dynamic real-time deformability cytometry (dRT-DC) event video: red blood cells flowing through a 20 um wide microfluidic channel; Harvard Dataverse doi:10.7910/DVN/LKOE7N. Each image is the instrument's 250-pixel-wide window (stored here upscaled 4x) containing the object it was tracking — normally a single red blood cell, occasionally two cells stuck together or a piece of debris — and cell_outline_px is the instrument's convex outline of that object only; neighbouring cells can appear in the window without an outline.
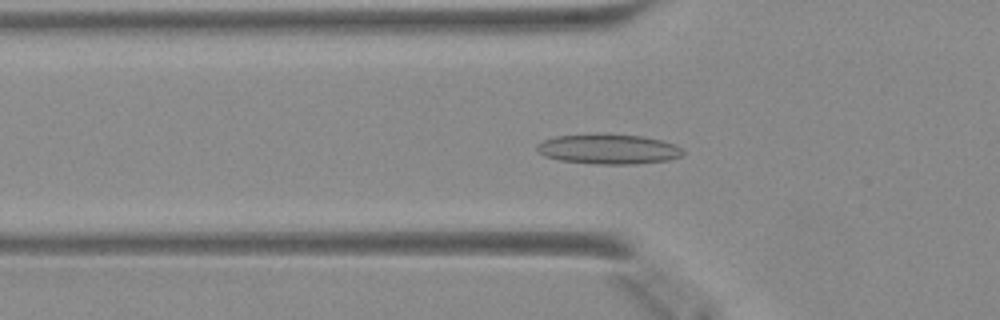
{"species": "Egyptian fruit bat (a non-hibernating species)", "species_latin": "Rousettus aegyptiacus", "temperature_condition": "warm", "stored_images_in_passage": 48, "camera_frame_rate_fps": 3000, "um_per_image_px": 0.085, "animal": {"sex": "female"}, "frame": {"image": 1, "passage_image": 16, "time_ms": 5.0, "image_size_px": [1000, 320], "cell_outline_px": [[684, 156], [668, 160], [636, 164], [596, 164], [560, 160], [544, 156], [536, 148], [536, 144], [544, 140], [556, 136], [604, 132], [644, 136], [660, 140], [672, 144], [680, 148], [684, 152]], "centroid_in_image_um": [51.71, 12.65], "position_along_channel_um": 74.1, "area_um2": 25.89}}
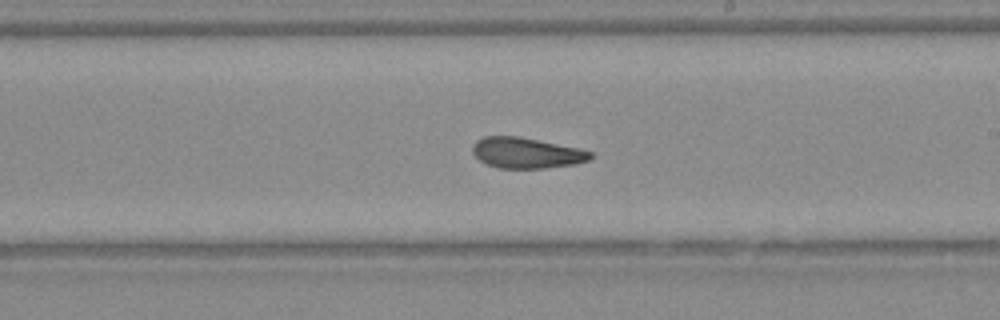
{"frame": {"image": 2, "passage_image": 28, "time_ms": 9.0, "image_size_px": [1000, 320], "cell_outline_px": [[592, 156], [588, 160], [576, 164], [544, 168], [500, 168], [488, 164], [480, 160], [472, 152], [472, 148], [476, 140], [484, 136], [520, 136], [580, 148], [592, 152]], "centroid_in_image_um": [44.76, 12.98], "position_along_channel_um": 244.2, "area_um2": 21.1}}
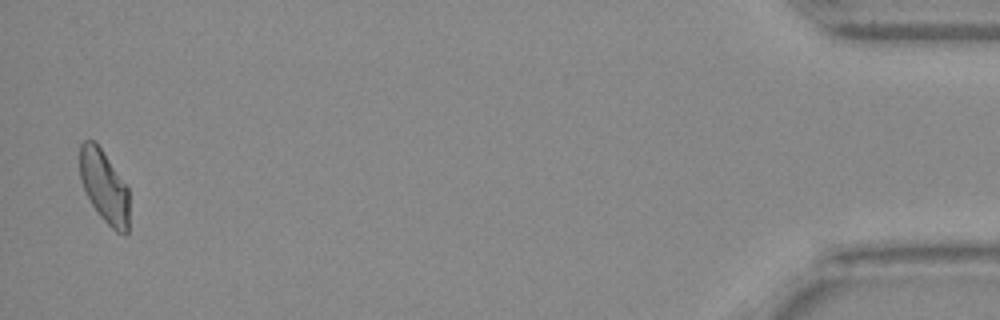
{"frame": {"image": 3, "passage_image": 47, "time_ms": 15.333, "image_size_px": [1000, 320], "cell_outline_px": [[128, 232], [124, 236], [116, 232], [100, 216], [92, 204], [84, 188], [80, 176], [80, 144], [84, 140], [96, 140], [128, 188]], "centroid_in_image_um": [8.86, 15.84], "position_along_channel_um": 426.3, "area_um2": 20.75}}